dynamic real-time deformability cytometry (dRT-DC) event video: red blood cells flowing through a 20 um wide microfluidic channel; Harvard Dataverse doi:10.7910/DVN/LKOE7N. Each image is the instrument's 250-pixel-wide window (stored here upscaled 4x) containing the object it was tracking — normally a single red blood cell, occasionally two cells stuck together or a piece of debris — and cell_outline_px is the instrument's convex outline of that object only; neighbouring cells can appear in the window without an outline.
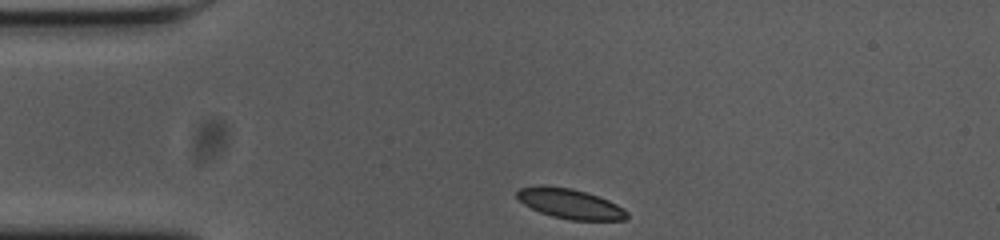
{"species": "common noctule bat (a hibernating species)", "species_latin": "Nyctalus noctula", "temperature_condition": "cold", "stored_images_in_passage": 34, "camera_frame_rate_fps": 3000, "um_per_image_px": 0.085, "animal": {"sex": "female", "body_mass_g": 23.0, "forearm_length_mm": 53.4}, "frame": {"image": 1, "passage_image": 1, "time_ms": 0.0, "image_size_px": [1000, 240], "cell_outline_px": [[628, 220], [572, 220], [552, 216], [540, 212], [524, 204], [516, 196], [516, 192], [520, 188], [572, 188], [588, 192], [608, 200], [624, 208], [628, 212]], "centroid_in_image_um": [48.56, 17.36], "position_along_channel_um": 36.4, "area_um2": 18.61}}
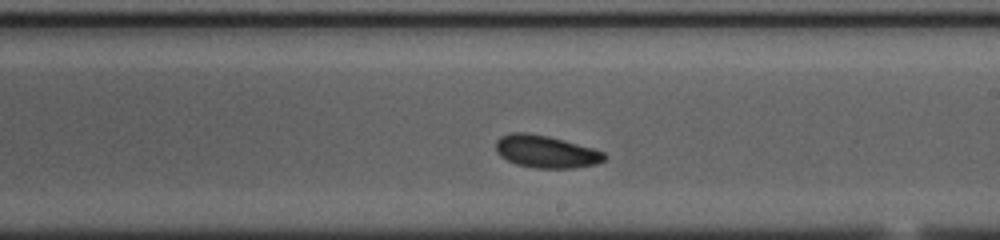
{"frame": {"image": 2, "passage_image": 21, "time_ms": 6.667, "image_size_px": [1000, 240], "cell_outline_px": [[608, 156], [604, 160], [596, 164], [572, 168], [536, 168], [516, 164], [500, 156], [496, 152], [496, 140], [500, 136], [508, 132], [524, 132], [548, 136], [564, 140], [592, 148], [604, 152]], "centroid_in_image_um": [46.38, 12.88], "position_along_channel_um": 242.6, "area_um2": 20.58}}
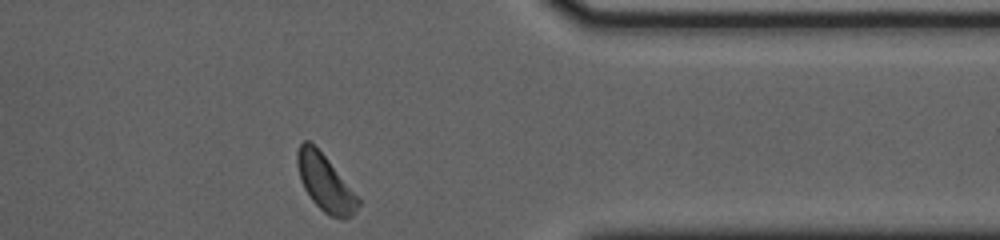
{"frame": {"image": 3, "passage_image": 34, "time_ms": 11.0, "image_size_px": [1000, 240], "cell_outline_px": [[360, 204], [352, 216], [344, 220], [340, 220], [328, 216], [312, 200], [304, 188], [300, 180], [296, 164], [296, 152], [300, 144], [304, 140], [308, 140], [324, 156], [360, 200]], "centroid_in_image_um": [27.61, 15.59], "position_along_channel_um": 383.8, "area_um2": 19.71}, "authors_computed_cell_mechanics": {"area_um2": 20.2589, "velocity_mm_per_s": 3.6101, "shape_relaxation_time_tau1_ms": 3.9626, "shape_relaxation_time_tau2_ms": null, "deformation_change_tau1": 0.104, "deformation_change_tau2": null}}